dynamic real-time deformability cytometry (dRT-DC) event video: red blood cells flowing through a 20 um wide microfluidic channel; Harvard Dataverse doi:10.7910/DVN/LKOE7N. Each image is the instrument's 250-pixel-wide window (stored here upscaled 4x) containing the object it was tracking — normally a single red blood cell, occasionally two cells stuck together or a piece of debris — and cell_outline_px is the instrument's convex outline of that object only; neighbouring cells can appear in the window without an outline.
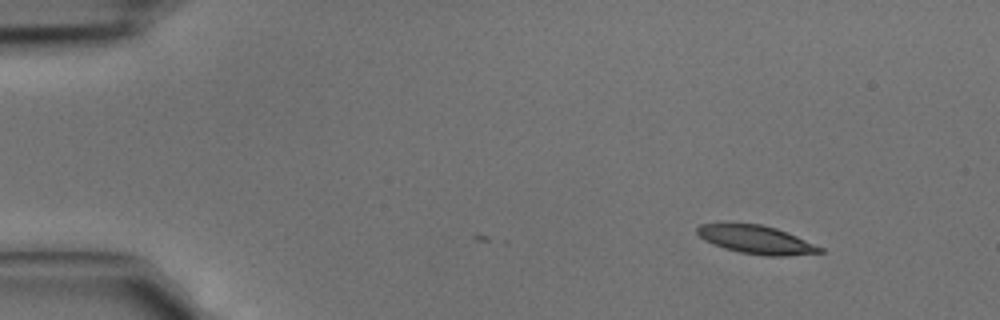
{"species": "common noctule bat (a hibernating species)", "species_latin": "Nyctalus noctula", "temperature_condition": "cold", "stored_images_in_passage": 2, "camera_frame_rate_fps": 3000, "um_per_image_px": 0.085, "animal": {"sex": "male", "body_mass_g": 15.6}, "frame": {"image": 1, "passage_image": 2, "time_ms": 0.333, "image_size_px": [1000, 320], "cell_outline_px": [[824, 252], [788, 256], [764, 256], [740, 252], [724, 248], [712, 244], [704, 240], [696, 232], [696, 228], [700, 224], [760, 224], [776, 228], [788, 232], [824, 248]], "centroid_in_image_um": [64.31, 20.38], "position_along_channel_um": 20.7, "area_um2": 20.23}}